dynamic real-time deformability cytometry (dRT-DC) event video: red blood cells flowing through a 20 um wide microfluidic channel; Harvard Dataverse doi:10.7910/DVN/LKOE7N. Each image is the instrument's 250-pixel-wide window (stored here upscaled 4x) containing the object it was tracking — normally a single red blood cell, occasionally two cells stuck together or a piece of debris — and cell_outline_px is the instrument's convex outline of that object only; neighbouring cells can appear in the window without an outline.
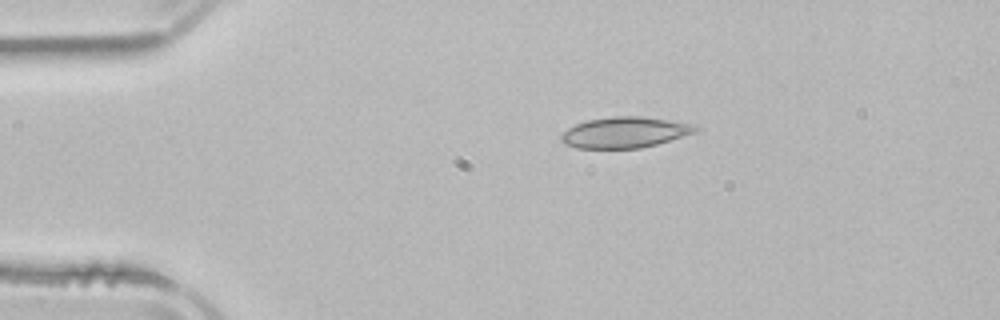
{"species": "common noctule bat (a hibernating species)", "species_latin": "Nyctalus noctula", "temperature_condition": "room temperature", "stored_images_in_passage": 3, "camera_frame_rate_fps": 3000, "um_per_image_px": 0.085, "animal": {"sex": "male", "body_mass_g": 21.5, "forearm_length_mm": 52.0}, "frame": {"image": 1, "passage_image": 3, "time_ms": 4.333, "image_size_px": [1000, 320], "cell_outline_px": [[700, 128], [696, 132], [656, 144], [640, 148], [576, 148], [564, 144], [560, 140], [560, 136], [568, 128], [576, 124], [588, 120], [616, 116], [640, 116], [696, 124]], "centroid_in_image_um": [53.11, 11.25], "position_along_channel_um": 31.9, "area_um2": 24.04}}